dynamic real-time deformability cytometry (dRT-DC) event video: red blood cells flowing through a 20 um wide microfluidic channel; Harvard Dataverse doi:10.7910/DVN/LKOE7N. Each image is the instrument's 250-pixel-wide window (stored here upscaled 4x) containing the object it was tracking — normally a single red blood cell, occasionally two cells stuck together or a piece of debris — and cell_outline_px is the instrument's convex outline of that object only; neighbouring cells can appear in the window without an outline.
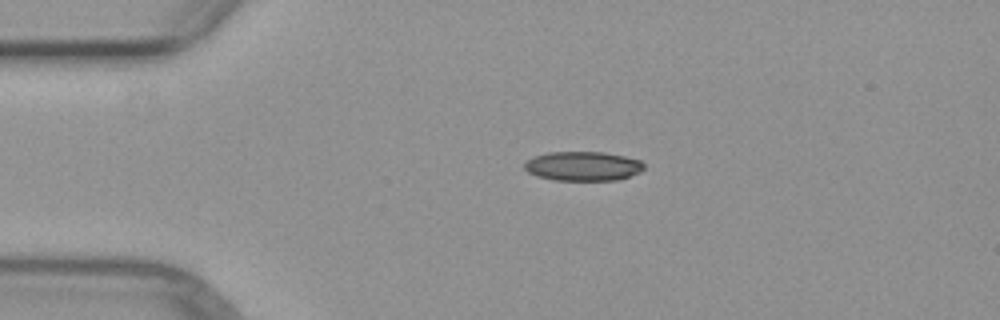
{"species": "common noctule bat (a hibernating species)", "species_latin": "Nyctalus noctula", "temperature_condition": "warm", "stored_images_in_passage": 5, "camera_frame_rate_fps": 3000, "um_per_image_px": 0.085, "animal": {"sex": "female", "body_mass_g": 29.2, "forearm_length_mm": 56.3}, "frame": {"image": 1, "passage_image": 4, "time_ms": 3.333, "image_size_px": [1000, 320], "cell_outline_px": [[644, 168], [640, 172], [616, 180], [552, 180], [536, 176], [528, 172], [524, 168], [524, 164], [532, 156], [548, 152], [604, 152], [624, 156], [640, 160], [644, 164]], "centroid_in_image_um": [49.52, 14.12], "position_along_channel_um": 35.5, "area_um2": 20.46}}